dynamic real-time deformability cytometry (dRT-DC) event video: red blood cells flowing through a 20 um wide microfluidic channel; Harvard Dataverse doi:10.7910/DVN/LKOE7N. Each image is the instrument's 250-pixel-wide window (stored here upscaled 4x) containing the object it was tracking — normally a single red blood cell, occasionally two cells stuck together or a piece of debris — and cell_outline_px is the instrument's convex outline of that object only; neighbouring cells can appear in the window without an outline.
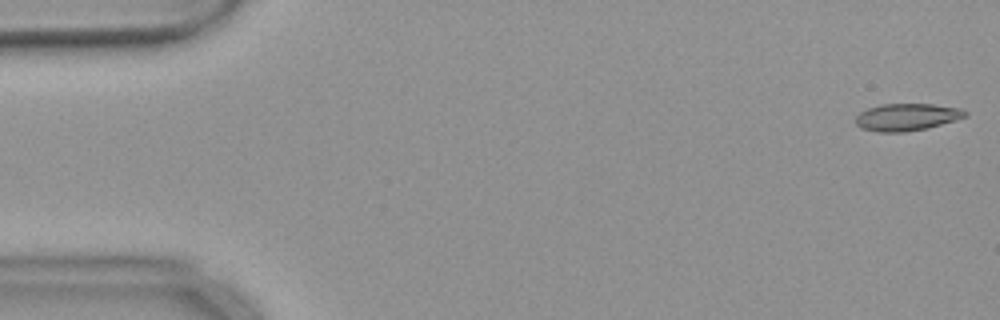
{"species": "common noctule bat (a hibernating species)", "species_latin": "Nyctalus noctula", "temperature_condition": "warm", "stored_images_in_passage": 54, "camera_frame_rate_fps": 3000, "um_per_image_px": 0.085, "animal": {"sex": "female", "body_mass_g": 18.4}, "frame": {"image": 1, "passage_image": 1, "time_ms": 0.0, "image_size_px": [1000, 320], "cell_outline_px": [[968, 116], [956, 120], [928, 128], [904, 132], [876, 132], [860, 128], [856, 124], [856, 116], [860, 112], [868, 108], [880, 104], [932, 104], [964, 108], [968, 112]], "centroid_in_image_um": [77.11, 9.95], "position_along_channel_um": 7.9, "area_um2": 17.63}}
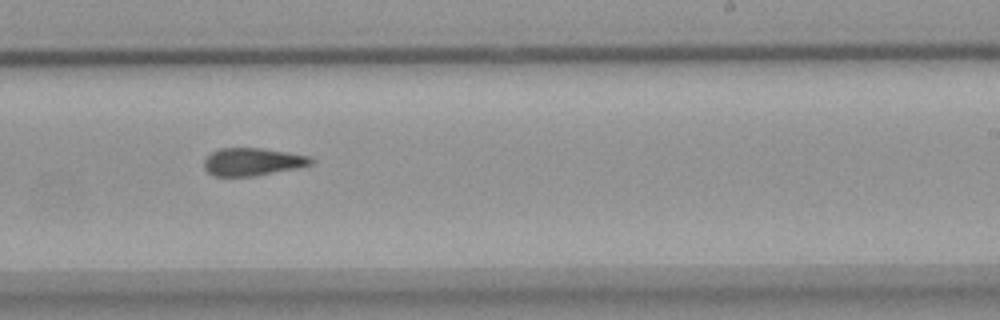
{"frame": {"image": 2, "passage_image": 33, "time_ms": 10.667, "image_size_px": [1000, 320], "cell_outline_px": [[316, 160], [312, 164], [296, 168], [256, 176], [212, 176], [204, 168], [204, 160], [212, 152], [220, 148], [260, 148], [288, 152], [312, 156]], "centroid_in_image_um": [21.49, 13.75], "position_along_channel_um": 267.5, "area_um2": 17.4}}
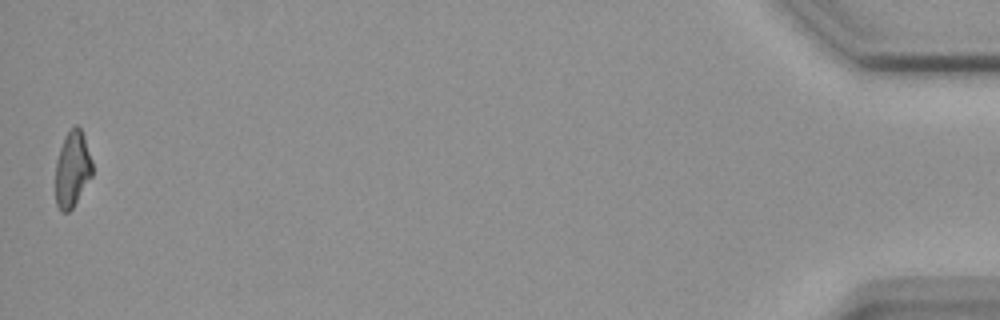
{"frame": {"image": 3, "passage_image": 54, "time_ms": 17.667, "image_size_px": [1000, 320], "cell_outline_px": [[92, 176], [72, 208], [68, 212], [60, 212], [56, 204], [56, 160], [64, 136], [76, 124], [80, 128], [84, 136], [92, 160]], "centroid_in_image_um": [6.14, 14.38], "position_along_channel_um": 429.1, "area_um2": 16.24}, "authors_computed_cell_mechanics": {"area_um2": 17.918, "velocity_mm_per_s": 3.686, "shape_relaxation_time_tau1_ms": null, "shape_relaxation_time_tau2_ms": 4.0046, "deformation_change_tau1": null, "deformation_change_tau2": 0.1376}}